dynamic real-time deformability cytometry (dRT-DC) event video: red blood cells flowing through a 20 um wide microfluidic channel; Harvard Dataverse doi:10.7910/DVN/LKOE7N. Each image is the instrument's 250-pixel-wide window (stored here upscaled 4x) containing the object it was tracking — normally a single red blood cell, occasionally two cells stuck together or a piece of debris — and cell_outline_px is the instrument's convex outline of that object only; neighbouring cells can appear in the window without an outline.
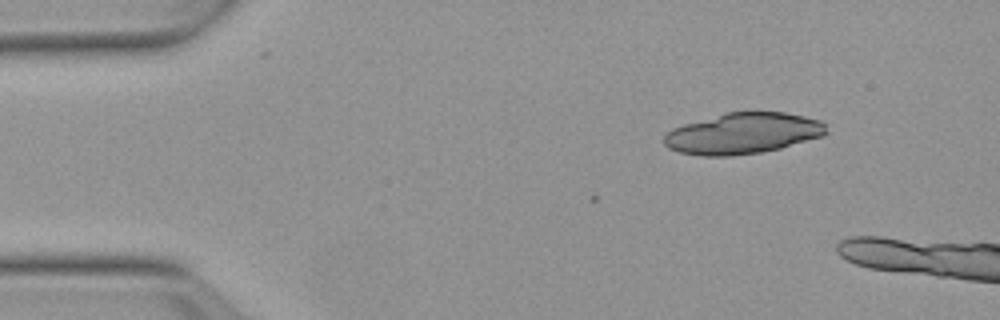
{"species": "Egyptian fruit bat (a non-hibernating species)", "species_latin": "Rousettus aegyptiacus", "temperature_condition": "warm", "stored_images_in_passage": 3, "camera_frame_rate_fps": 3000, "um_per_image_px": 0.085, "animal": {"sex": "female"}, "frame": {"image": 1, "passage_image": 1, "time_ms": 0.0, "image_size_px": [1000, 320], "cell_outline_px": [[828, 132], [824, 136], [780, 148], [760, 152], [732, 156], [700, 156], [680, 152], [668, 148], [664, 144], [664, 136], [672, 128], [684, 124], [728, 112], [784, 112], [804, 116], [820, 120], [824, 124]], "centroid_in_image_um": [63.15, 11.34], "position_along_channel_um": 21.8, "area_um2": 38.67}}